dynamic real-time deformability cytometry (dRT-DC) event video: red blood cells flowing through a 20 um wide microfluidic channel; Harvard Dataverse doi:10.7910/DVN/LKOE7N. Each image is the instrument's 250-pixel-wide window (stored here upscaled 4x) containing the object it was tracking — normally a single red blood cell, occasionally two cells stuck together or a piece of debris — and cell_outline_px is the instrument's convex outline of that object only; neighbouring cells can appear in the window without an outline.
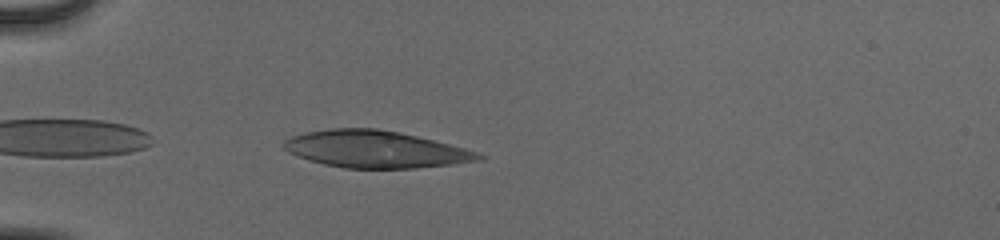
{"species": "human", "species_latin": "Homo sapiens", "temperature_condition": "cold", "stored_images_in_passage": 35, "camera_frame_rate_fps": 3000, "um_per_image_px": 0.085, "donor": {"sex": "male"}, "frame": {"image": 1, "passage_image": 2, "time_ms": 0.333, "image_size_px": [1000, 240], "cell_outline_px": [[488, 156], [484, 160], [452, 164], [412, 168], [344, 168], [324, 164], [308, 160], [296, 156], [288, 152], [280, 144], [284, 140], [292, 136], [304, 132], [332, 128], [376, 128], [416, 136], [464, 148]], "centroid_in_image_um": [31.87, 12.69], "position_along_channel_um": 53.1, "area_um2": 41.96}}
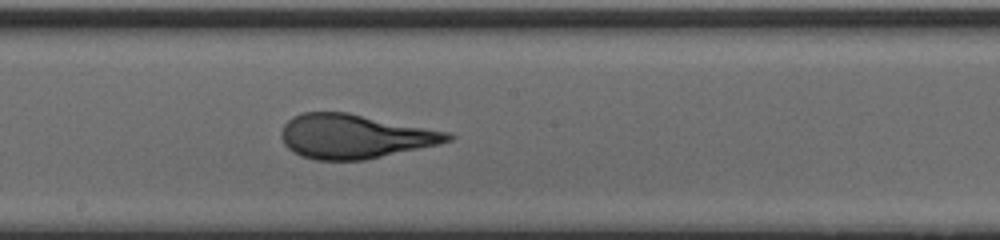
{"frame": {"image": 2, "passage_image": 16, "time_ms": 5.0, "image_size_px": [1000, 240], "cell_outline_px": [[456, 136], [452, 140], [440, 144], [364, 160], [316, 160], [300, 156], [292, 152], [284, 144], [280, 136], [280, 132], [284, 124], [292, 116], [304, 112], [348, 112], [452, 132]], "centroid_in_image_um": [30.16, 11.58], "position_along_channel_um": 218.0, "area_um2": 43.35}}
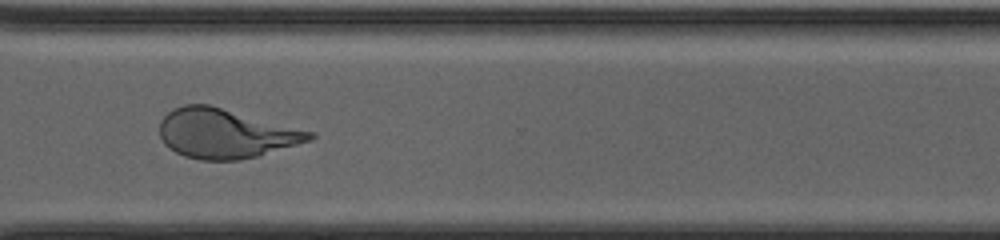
{"frame": {"image": 3, "passage_image": 26, "time_ms": 8.333, "image_size_px": [1000, 240], "cell_outline_px": [[316, 136], [312, 140], [256, 156], [240, 160], [200, 160], [184, 156], [168, 148], [164, 144], [160, 136], [160, 120], [172, 108], [184, 104], [208, 104], [316, 132]], "centroid_in_image_um": [19.16, 11.34], "position_along_channel_um": 351.4, "area_um2": 43.29}, "authors_computed_cell_mechanics": {"area_um2": 42.8298, "velocity_mm_per_s": 3.9913, "shape_relaxation_time_tau1_ms": 5.5411, "shape_relaxation_time_tau2_ms": 0.7062, "deformation_change_tau1": 0.2191, "deformation_change_tau2": 0.0698}}